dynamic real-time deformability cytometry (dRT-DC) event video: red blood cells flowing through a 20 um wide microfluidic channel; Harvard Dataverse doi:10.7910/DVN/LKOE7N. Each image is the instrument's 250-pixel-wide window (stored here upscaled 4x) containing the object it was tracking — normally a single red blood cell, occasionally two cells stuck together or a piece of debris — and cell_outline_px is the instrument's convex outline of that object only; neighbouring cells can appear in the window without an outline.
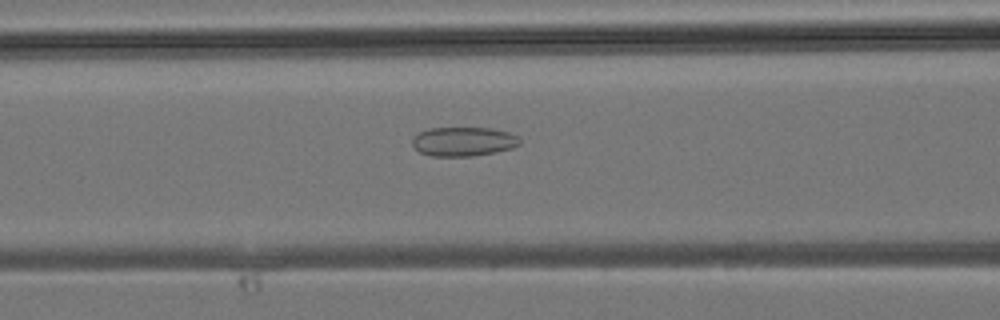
{"species": "common noctule bat (a hibernating species)", "species_latin": "Nyctalus noctula", "temperature_condition": "room temperature", "stored_images_in_passage": 10, "camera_frame_rate_fps": 3000, "um_per_image_px": 0.085, "animal": {"sex": "male", "body_mass_g": 19.2, "forearm_length_mm": 51.8}, "frame": {"image": 1, "passage_image": 4, "time_ms": 1.0, "image_size_px": [1000, 320], "cell_outline_px": [[520, 144], [512, 148], [496, 152], [472, 156], [432, 156], [420, 152], [412, 144], [412, 140], [420, 132], [428, 128], [492, 128], [508, 132], [516, 136], [520, 140]], "centroid_in_image_um": [39.4, 12.03], "position_along_channel_um": 127.2, "area_um2": 18.15}}
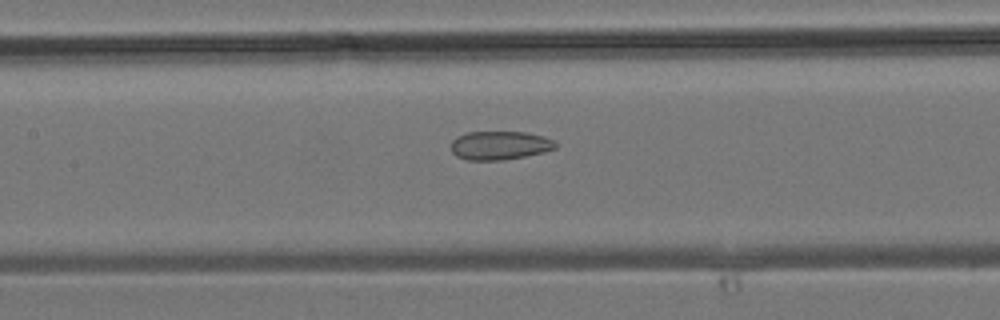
{"frame": {"image": 2, "passage_image": 6, "time_ms": 1.667, "image_size_px": [1000, 320], "cell_outline_px": [[556, 148], [544, 152], [504, 160], [468, 160], [456, 156], [452, 152], [452, 140], [456, 136], [468, 132], [524, 132], [544, 136], [552, 140], [556, 144]], "centroid_in_image_um": [42.46, 12.36], "position_along_channel_um": 164.9, "area_um2": 17.4}}
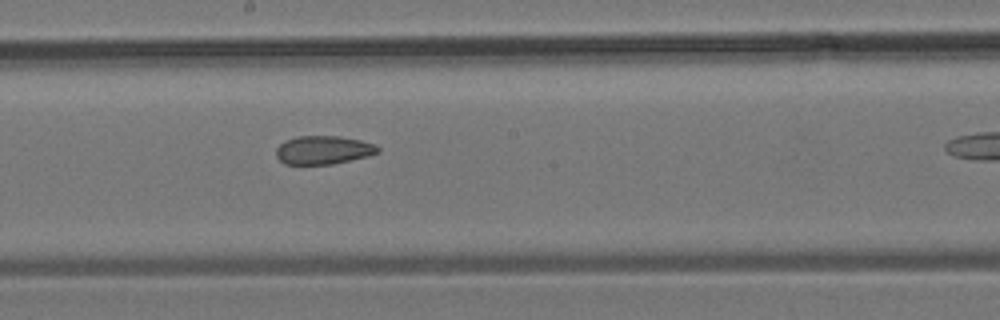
{"frame": {"image": 3, "passage_image": 9, "time_ms": 2.667, "image_size_px": [1000, 320], "cell_outline_px": [[380, 152], [368, 156], [332, 164], [284, 164], [276, 156], [276, 148], [284, 140], [296, 136], [340, 136], [360, 140], [376, 144], [380, 148]], "centroid_in_image_um": [27.49, 12.74], "position_along_channel_um": 220.7, "area_um2": 16.99}}